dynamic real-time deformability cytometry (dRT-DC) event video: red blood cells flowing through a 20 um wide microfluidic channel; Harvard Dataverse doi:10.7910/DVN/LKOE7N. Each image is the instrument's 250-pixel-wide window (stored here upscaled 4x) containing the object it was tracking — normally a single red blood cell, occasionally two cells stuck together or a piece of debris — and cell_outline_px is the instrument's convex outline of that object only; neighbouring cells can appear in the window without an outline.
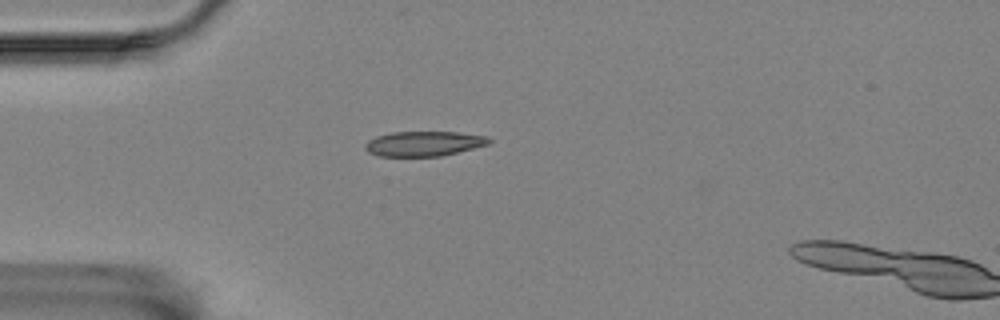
{"species": "Egyptian fruit bat (a non-hibernating species)", "species_latin": "Rousettus aegyptiacus", "temperature_condition": "room temperature", "stored_images_in_passage": 3, "camera_frame_rate_fps": 3000, "um_per_image_px": 0.085, "animal": {"sex": "female"}, "frame": {"image": 1, "passage_image": 1, "time_ms": 0.0, "image_size_px": [1000, 320], "cell_outline_px": [[492, 140], [488, 144], [440, 156], [380, 156], [368, 152], [364, 148], [364, 144], [368, 140], [376, 136], [392, 132], [456, 132], [488, 136]], "centroid_in_image_um": [35.99, 12.2], "position_along_channel_um": 49.0, "area_um2": 17.86}}